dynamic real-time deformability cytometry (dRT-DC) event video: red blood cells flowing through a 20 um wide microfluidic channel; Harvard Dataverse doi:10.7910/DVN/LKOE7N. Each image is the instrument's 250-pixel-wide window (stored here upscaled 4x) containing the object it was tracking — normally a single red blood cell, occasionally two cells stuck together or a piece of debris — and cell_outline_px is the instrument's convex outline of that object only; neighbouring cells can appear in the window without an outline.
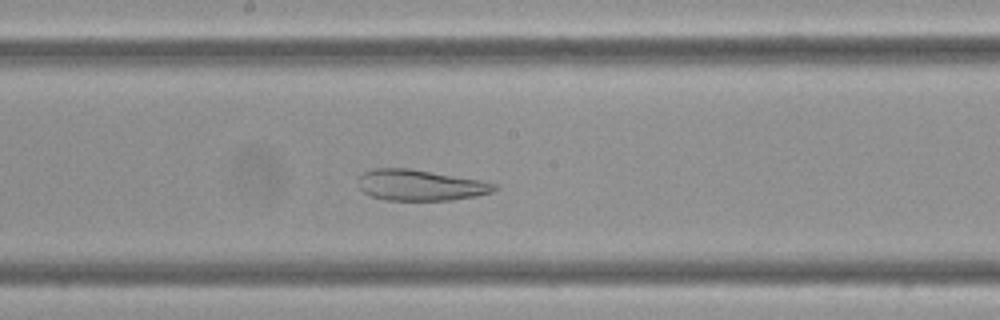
{"species": "Egyptian fruit bat (a non-hibernating species)", "species_latin": "Rousettus aegyptiacus", "temperature_condition": "cold", "stored_images_in_passage": 39, "camera_frame_rate_fps": 3000, "um_per_image_px": 0.085, "frame": {"image": 1, "passage_image": 23, "time_ms": 7.333, "image_size_px": [1000, 320], "cell_outline_px": [[500, 188], [492, 192], [476, 196], [452, 200], [384, 200], [372, 196], [364, 192], [360, 188], [360, 176], [364, 172], [376, 168], [408, 168], [480, 180], [496, 184]], "centroid_in_image_um": [35.76, 15.74], "position_along_channel_um": 212.4, "area_um2": 24.33}}